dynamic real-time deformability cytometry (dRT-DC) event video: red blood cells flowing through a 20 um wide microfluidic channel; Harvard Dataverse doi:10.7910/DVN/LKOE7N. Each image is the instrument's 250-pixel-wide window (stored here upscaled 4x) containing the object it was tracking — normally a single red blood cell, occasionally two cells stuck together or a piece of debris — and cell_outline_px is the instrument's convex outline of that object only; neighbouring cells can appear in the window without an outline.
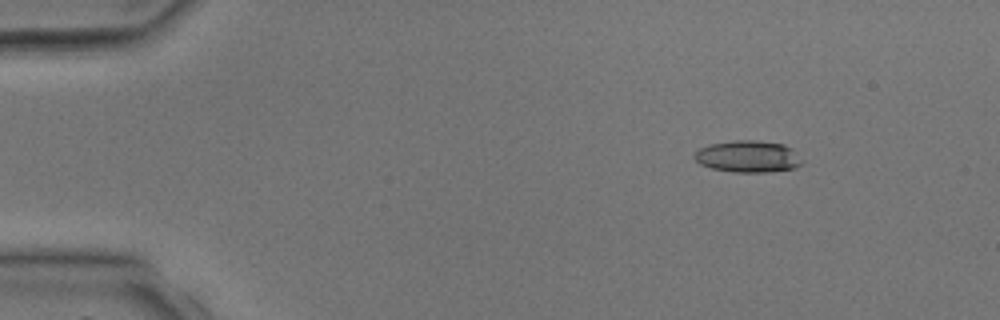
{"species": "common noctule bat (a hibernating species)", "species_latin": "Nyctalus noctula", "temperature_condition": "room temperature", "stored_images_in_passage": 2, "camera_frame_rate_fps": 3000, "um_per_image_px": 0.085, "animal": {"sex": "male", "body_mass_g": 17.9, "forearm_length_mm": 54.2}, "frame": {"image": 1, "passage_image": 2, "time_ms": 1.333, "image_size_px": [1000, 320], "cell_outline_px": [[804, 164], [796, 168], [768, 172], [732, 172], [712, 168], [700, 164], [692, 156], [700, 148], [708, 144], [732, 140], [756, 140], [784, 144], [792, 148], [804, 160]], "centroid_in_image_um": [63.62, 13.3], "position_along_channel_um": 21.4, "area_um2": 20.29}}